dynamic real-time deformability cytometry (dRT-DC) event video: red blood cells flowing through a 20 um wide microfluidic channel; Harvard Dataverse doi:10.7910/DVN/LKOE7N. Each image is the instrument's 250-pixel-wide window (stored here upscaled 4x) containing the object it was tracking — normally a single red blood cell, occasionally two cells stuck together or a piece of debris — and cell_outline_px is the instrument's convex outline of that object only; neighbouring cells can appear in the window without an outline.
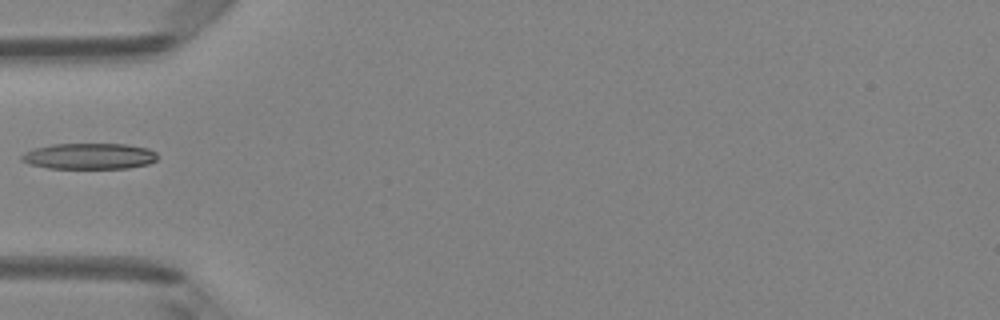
{"species": "Egyptian fruit bat (a non-hibernating species)", "species_latin": "Rousettus aegyptiacus", "temperature_condition": "room temperature", "stored_images_in_passage": 4, "camera_frame_rate_fps": 3000, "um_per_image_px": 0.085, "animal": {"sex": "female"}, "frame": {"image": 1, "passage_image": 4, "time_ms": 1.0, "image_size_px": [1000, 320], "cell_outline_px": [[156, 160], [148, 164], [128, 168], [48, 168], [28, 164], [20, 160], [20, 156], [24, 152], [36, 148], [52, 144], [128, 144], [148, 148], [156, 152]], "centroid_in_image_um": [7.57, 13.27], "position_along_channel_um": 77.4, "area_um2": 20.63}}